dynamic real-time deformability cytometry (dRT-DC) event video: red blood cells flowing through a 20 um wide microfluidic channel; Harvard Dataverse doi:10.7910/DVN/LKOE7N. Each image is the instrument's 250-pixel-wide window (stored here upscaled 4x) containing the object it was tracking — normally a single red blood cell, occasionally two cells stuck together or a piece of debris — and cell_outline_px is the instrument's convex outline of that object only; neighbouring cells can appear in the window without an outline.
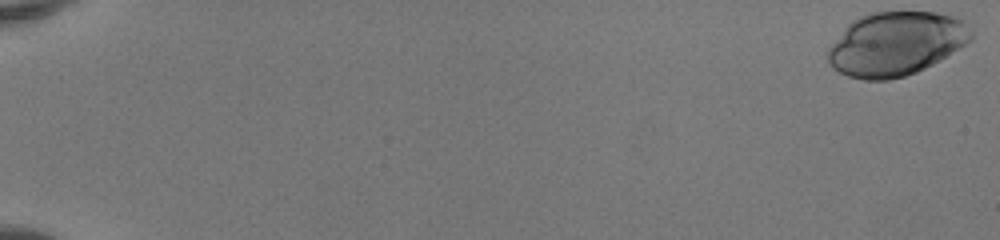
{"species": "human", "species_latin": "Homo sapiens", "temperature_condition": "room temperature", "stored_images_in_passage": 52, "camera_frame_rate_fps": 3000, "um_per_image_px": 0.085, "donor": {"sex": "female"}, "frame": {"image": 1, "passage_image": 1, "time_ms": 0.0, "image_size_px": [1000, 240], "cell_outline_px": [[972, 40], [940, 60], [916, 72], [904, 76], [888, 80], [864, 80], [848, 76], [832, 68], [828, 60], [828, 48], [844, 28], [852, 20], [860, 16], [872, 12], [936, 12], [956, 16], [964, 20], [972, 32]], "centroid_in_image_um": [76.16, 3.71], "position_along_channel_um": 8.8, "area_um2": 53.35}}
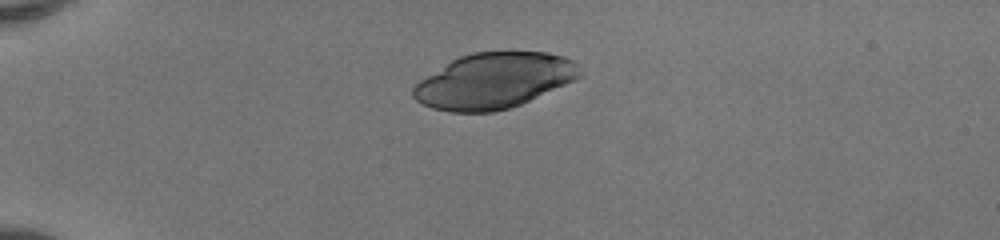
{"frame": {"image": 2, "passage_image": 15, "time_ms": 4.667, "image_size_px": [1000, 240], "cell_outline_px": [[584, 76], [576, 80], [520, 104], [508, 108], [492, 112], [452, 112], [432, 108], [416, 100], [412, 96], [412, 88], [420, 80], [452, 60], [460, 56], [472, 52], [548, 52], [564, 56], [576, 60]], "centroid_in_image_um": [42.04, 6.85], "position_along_channel_um": 43.0, "area_um2": 53.93}}